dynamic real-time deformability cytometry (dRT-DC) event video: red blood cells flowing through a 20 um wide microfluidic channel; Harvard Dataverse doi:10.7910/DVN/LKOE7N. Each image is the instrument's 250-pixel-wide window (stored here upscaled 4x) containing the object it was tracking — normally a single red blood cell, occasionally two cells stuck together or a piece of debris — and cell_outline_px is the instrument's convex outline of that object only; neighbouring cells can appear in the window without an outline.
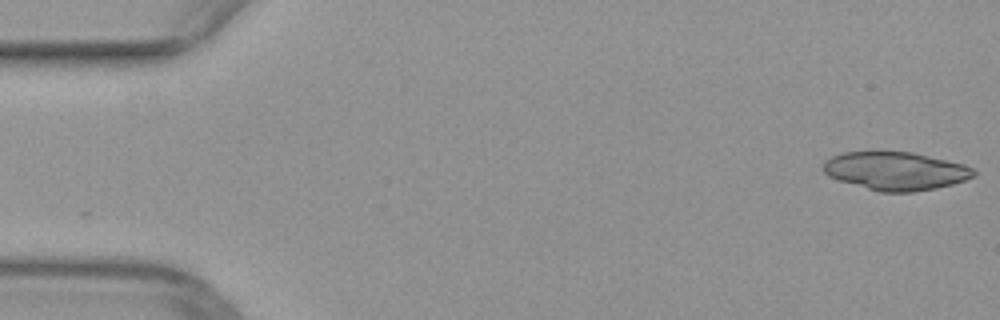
{"species": "common noctule bat (a hibernating species)", "species_latin": "Nyctalus noctula", "temperature_condition": "warm", "stored_images_in_passage": 50, "camera_frame_rate_fps": 3000, "um_per_image_px": 0.085, "animal": {"sex": "female", "body_mass_g": 29.2, "forearm_length_mm": 56.3}, "frame": {"image": 1, "passage_image": 1, "time_ms": 0.0, "image_size_px": [1000, 320], "cell_outline_px": [[976, 176], [952, 184], [936, 188], [916, 192], [880, 192], [840, 180], [828, 176], [824, 172], [824, 160], [832, 156], [844, 152], [912, 152], [964, 164], [972, 168], [976, 172]], "centroid_in_image_um": [76.15, 14.53], "position_along_channel_um": 8.9, "area_um2": 33.29}}
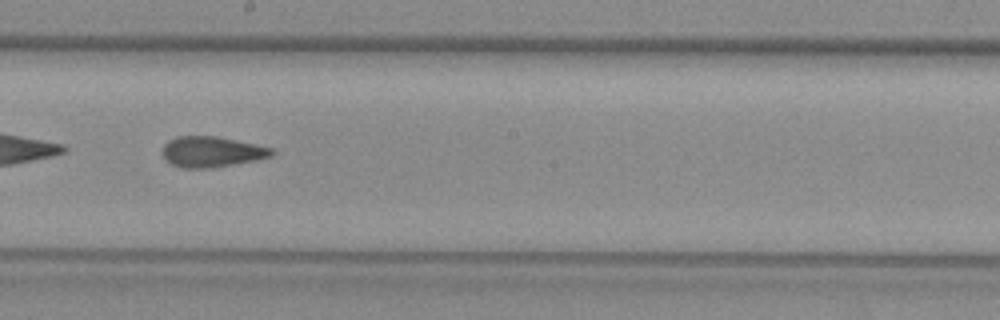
{"frame": {"image": 2, "passage_image": 28, "time_ms": 9.0, "image_size_px": [1000, 320], "cell_outline_px": [[276, 152], [272, 156], [256, 160], [212, 168], [180, 168], [172, 164], [164, 156], [164, 144], [168, 140], [176, 136], [216, 136], [272, 148]], "centroid_in_image_um": [18.0, 12.9], "position_along_channel_um": 230.2, "area_um2": 19.36}}
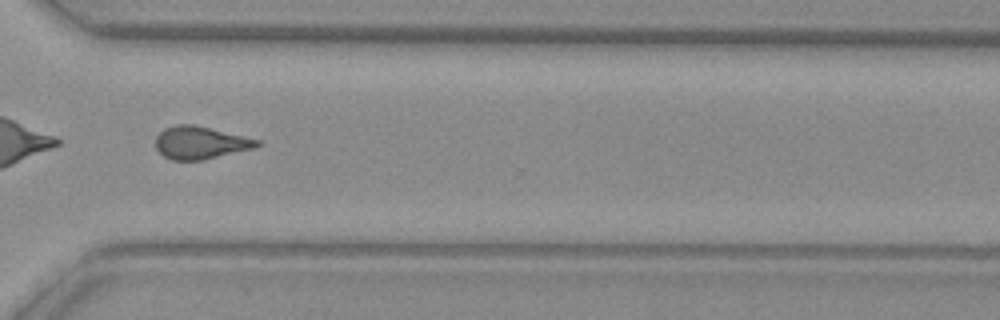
{"frame": {"image": 3, "passage_image": 37, "time_ms": 12.0, "image_size_px": [1000, 320], "cell_outline_px": [[260, 144], [256, 148], [204, 160], [172, 160], [164, 156], [156, 148], [156, 136], [164, 128], [176, 124], [192, 124], [260, 140]], "centroid_in_image_um": [17.03, 12.14], "position_along_channel_um": 353.6, "area_um2": 19.25}}